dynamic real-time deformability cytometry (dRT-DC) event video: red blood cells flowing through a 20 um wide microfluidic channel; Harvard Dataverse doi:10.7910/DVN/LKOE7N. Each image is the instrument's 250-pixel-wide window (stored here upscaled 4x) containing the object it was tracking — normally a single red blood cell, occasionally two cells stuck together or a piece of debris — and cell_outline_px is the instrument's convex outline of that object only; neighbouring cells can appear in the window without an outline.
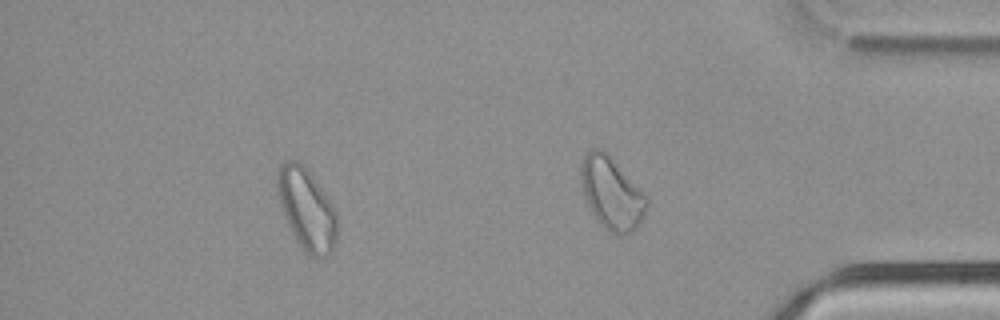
{"species": "common noctule bat (a hibernating species)", "species_latin": "Nyctalus noctula", "temperature_condition": "cold", "stored_images_in_passage": 43, "camera_frame_rate_fps": 3000, "um_per_image_px": 0.085, "animal": {"sex": "male", "body_mass_g": 21.5, "forearm_length_mm": 52.0}, "frame": {"image": 1, "passage_image": 37, "time_ms": 12.0, "image_size_px": [1000, 320], "cell_outline_px": [[336, 240], [332, 252], [328, 256], [308, 256], [300, 248], [284, 216], [276, 192], [276, 176], [280, 168], [288, 160], [296, 160], [312, 176], [336, 208]], "centroid_in_image_um": [26.06, 17.83], "position_along_channel_um": 409.1, "area_um2": 28.21}}